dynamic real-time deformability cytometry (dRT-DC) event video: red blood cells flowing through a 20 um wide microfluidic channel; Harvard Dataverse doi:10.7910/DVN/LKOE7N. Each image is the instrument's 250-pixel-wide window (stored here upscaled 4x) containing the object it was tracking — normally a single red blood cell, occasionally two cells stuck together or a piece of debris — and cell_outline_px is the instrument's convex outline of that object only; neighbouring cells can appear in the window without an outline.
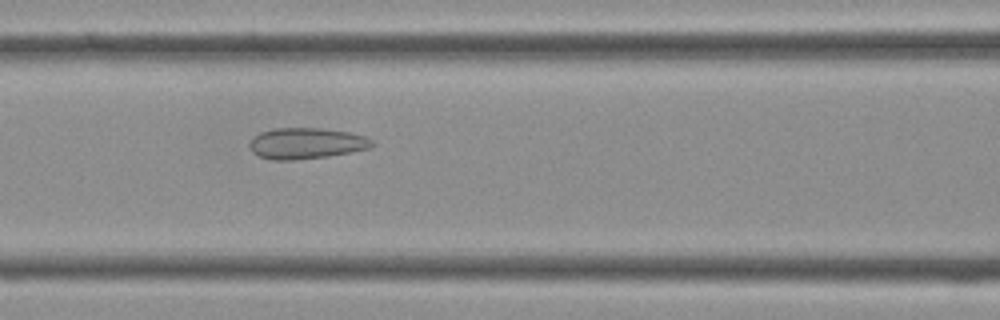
{"species": "Egyptian fruit bat (a non-hibernating species)", "species_latin": "Rousettus aegyptiacus", "temperature_condition": "cold", "stored_images_in_passage": 42, "segment_of_instrument_passage": [1, 2], "camera_frame_rate_fps": 3000, "um_per_image_px": 0.085, "frame": {"image": 1, "passage_image": 17, "time_ms": 5.333, "image_size_px": [1000, 320], "cell_outline_px": [[376, 144], [368, 148], [328, 156], [292, 160], [272, 160], [260, 156], [252, 152], [248, 144], [252, 136], [260, 132], [272, 128], [320, 128], [348, 132], [364, 136], [372, 140]], "centroid_in_image_um": [25.97, 12.17], "position_along_channel_um": 140.6, "area_um2": 22.14}}
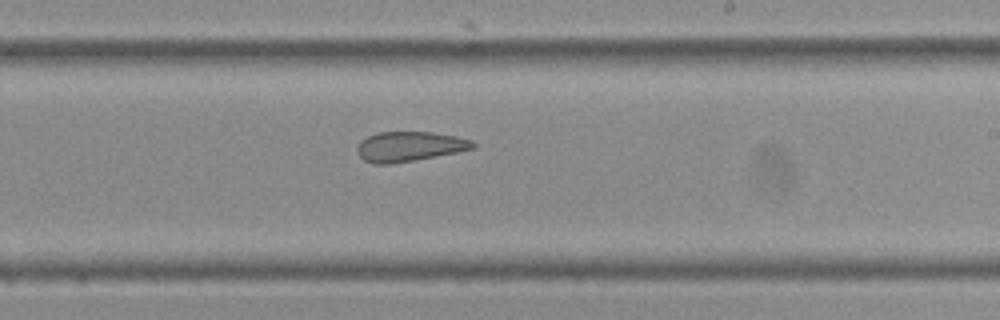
{"frame": {"image": 2, "passage_image": 24, "time_ms": 7.667, "image_size_px": [1000, 320], "cell_outline_px": [[476, 148], [436, 156], [392, 164], [372, 164], [364, 160], [356, 152], [356, 148], [360, 140], [376, 132], [432, 132], [456, 136], [472, 140], [476, 144]], "centroid_in_image_um": [34.78, 12.45], "position_along_channel_um": 254.2, "area_um2": 20.29}}
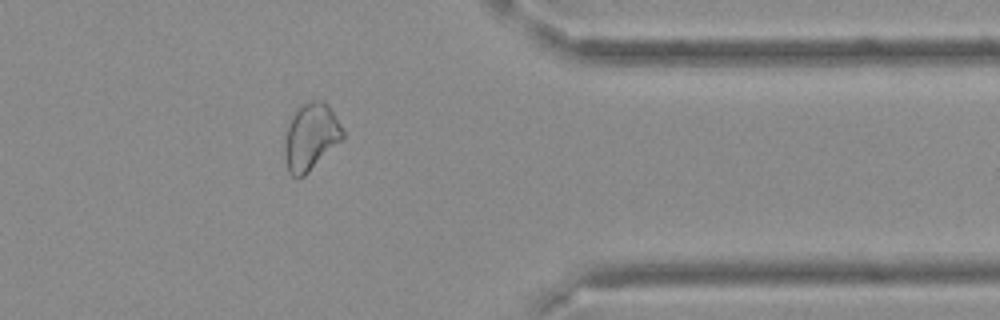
{"frame": {"image": 3, "passage_image": 33, "time_ms": 10.667, "image_size_px": [1000, 320], "cell_outline_px": [[344, 136], [300, 180], [296, 180], [288, 172], [284, 160], [284, 124], [296, 108], [308, 100], [324, 100], [328, 104], [344, 132]], "centroid_in_image_um": [26.32, 11.61], "position_along_channel_um": 385.1, "area_um2": 23.18}}